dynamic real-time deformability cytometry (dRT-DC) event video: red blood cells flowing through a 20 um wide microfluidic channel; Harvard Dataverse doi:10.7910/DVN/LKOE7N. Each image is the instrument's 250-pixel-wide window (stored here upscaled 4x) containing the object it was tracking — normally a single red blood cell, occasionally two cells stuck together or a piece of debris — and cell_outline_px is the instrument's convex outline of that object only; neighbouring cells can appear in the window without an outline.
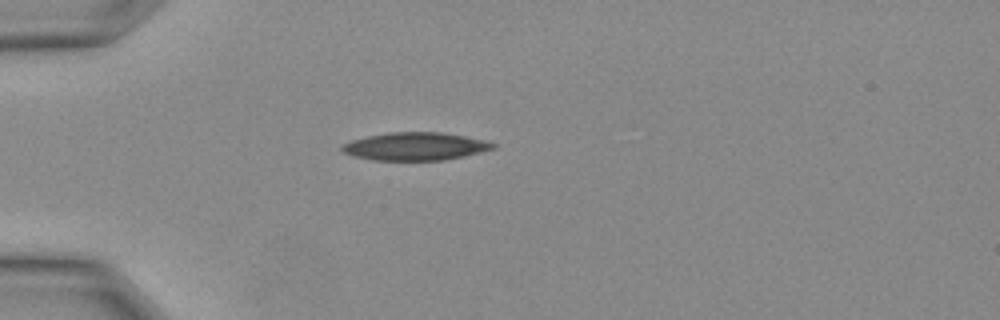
{"species": "Egyptian fruit bat (a non-hibernating species)", "species_latin": "Rousettus aegyptiacus", "temperature_condition": "warm", "stored_images_in_passage": 7, "camera_frame_rate_fps": 3000, "um_per_image_px": 0.085, "animal": {"sex": "female"}, "frame": {"image": 1, "passage_image": 1, "time_ms": 0.0, "image_size_px": [1000, 320], "cell_outline_px": [[496, 148], [464, 156], [444, 160], [372, 160], [356, 156], [344, 152], [340, 148], [344, 144], [352, 140], [368, 136], [392, 132], [444, 132], [484, 140], [496, 144]], "centroid_in_image_um": [35.33, 12.44], "position_along_channel_um": 49.7, "area_um2": 24.33}}
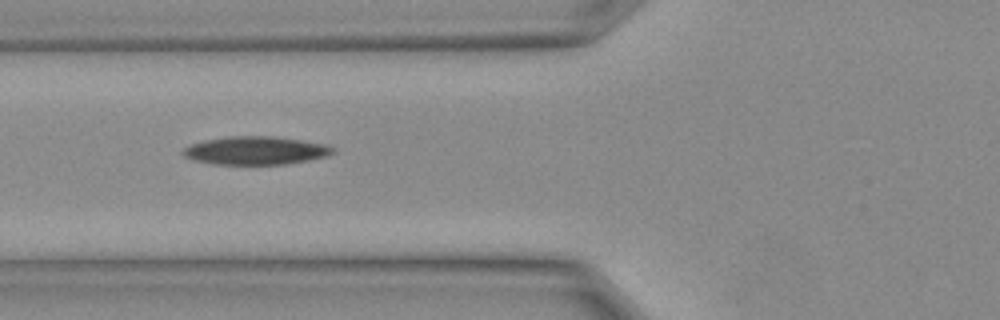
{"frame": {"image": 2, "passage_image": 4, "time_ms": 1.0, "image_size_px": [1000, 320], "cell_outline_px": [[336, 152], [328, 156], [308, 160], [284, 164], [212, 164], [196, 160], [184, 156], [180, 152], [188, 144], [204, 140], [228, 136], [268, 136], [300, 140], [324, 144], [332, 148]], "centroid_in_image_um": [21.68, 12.79], "position_along_channel_um": 104.1, "area_um2": 24.51}}
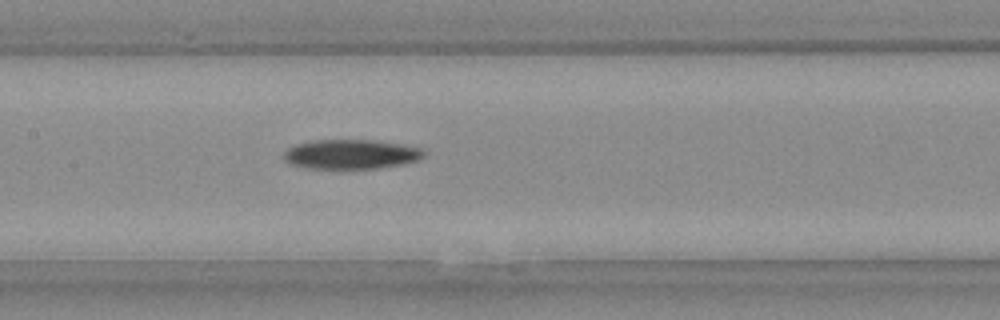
{"frame": {"image": 3, "passage_image": 7, "time_ms": 2.0, "image_size_px": [1000, 320], "cell_outline_px": [[424, 156], [416, 160], [404, 164], [380, 168], [304, 168], [292, 164], [284, 160], [284, 152], [288, 148], [296, 144], [316, 140], [372, 140], [400, 144], [424, 148]], "centroid_in_image_um": [29.84, 13.11], "position_along_channel_um": 177.6, "area_um2": 23.99}}